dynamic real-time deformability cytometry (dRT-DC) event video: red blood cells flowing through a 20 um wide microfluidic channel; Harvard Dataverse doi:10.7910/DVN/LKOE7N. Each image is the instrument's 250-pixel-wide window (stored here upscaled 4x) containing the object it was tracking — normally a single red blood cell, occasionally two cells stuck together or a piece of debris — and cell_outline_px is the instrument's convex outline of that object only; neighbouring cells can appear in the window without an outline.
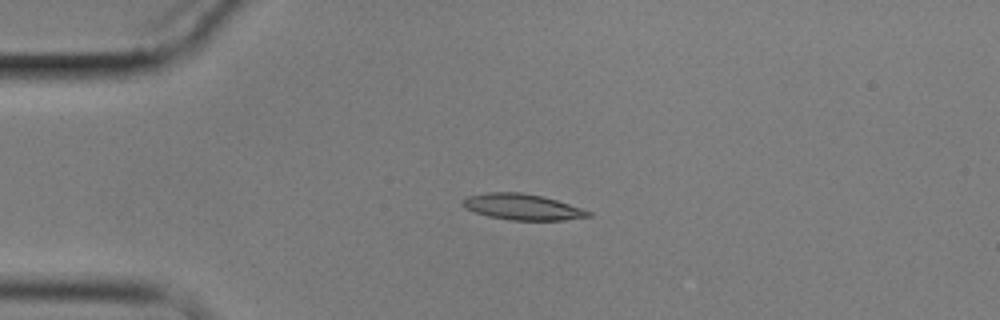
{"species": "common noctule bat (a hibernating species)", "species_latin": "Nyctalus noctula", "temperature_condition": "cold", "stored_images_in_passage": 4, "camera_frame_rate_fps": 3000, "um_per_image_px": 0.085, "animal": {"sex": "male", "body_mass_g": 17.9}, "frame": {"image": 1, "passage_image": 3, "time_ms": 2.667, "image_size_px": [1000, 320], "cell_outline_px": [[592, 216], [564, 220], [512, 220], [488, 216], [464, 208], [460, 204], [468, 196], [488, 192], [520, 192], [540, 196], [556, 200], [592, 212]], "centroid_in_image_um": [44.38, 17.59], "position_along_channel_um": 40.6, "area_um2": 18.79}}